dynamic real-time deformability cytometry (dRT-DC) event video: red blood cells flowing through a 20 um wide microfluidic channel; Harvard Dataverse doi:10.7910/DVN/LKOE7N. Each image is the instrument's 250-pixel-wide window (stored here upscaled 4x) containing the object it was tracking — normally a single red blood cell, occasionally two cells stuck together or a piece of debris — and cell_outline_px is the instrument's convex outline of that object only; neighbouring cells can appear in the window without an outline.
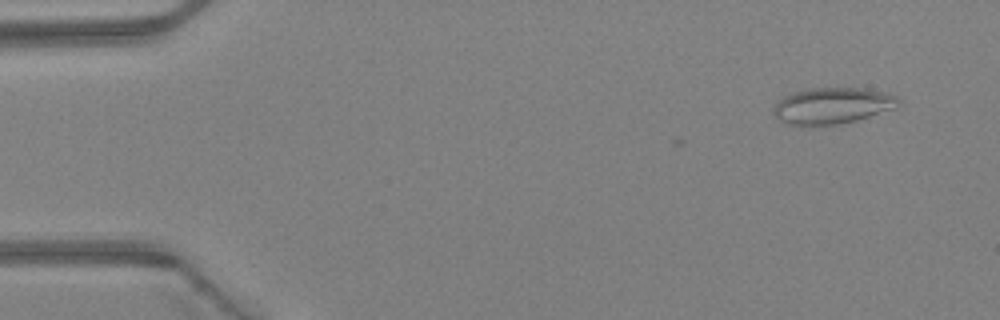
{"species": "Egyptian fruit bat (a non-hibernating species)", "species_latin": "Rousettus aegyptiacus", "temperature_condition": "warm", "stored_images_in_passage": 43, "camera_frame_rate_fps": 3000, "um_per_image_px": 0.085, "animal": {"sex": "female"}, "frame": {"image": 1, "passage_image": 1, "time_ms": 0.0, "image_size_px": [1000, 320], "cell_outline_px": [[900, 104], [896, 108], [856, 120], [836, 124], [788, 124], [780, 120], [772, 112], [772, 108], [776, 100], [792, 92], [808, 88], [864, 88], [884, 92], [896, 96], [900, 100]], "centroid_in_image_um": [70.74, 8.96], "position_along_channel_um": 14.3, "area_um2": 26.3}}
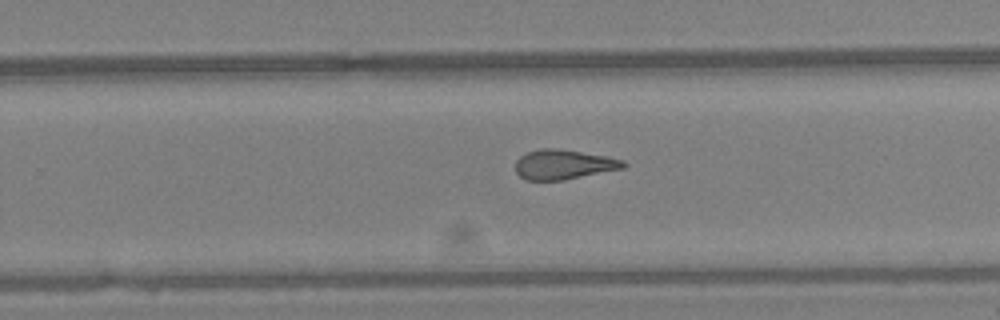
{"frame": {"image": 2, "passage_image": 27, "time_ms": 8.667, "image_size_px": [1000, 320], "cell_outline_px": [[628, 164], [624, 168], [564, 180], [528, 180], [520, 176], [516, 172], [516, 160], [520, 156], [528, 152], [544, 148], [556, 148], [604, 156], [624, 160]], "centroid_in_image_um": [47.91, 13.99], "position_along_channel_um": 281.9, "area_um2": 18.5}}
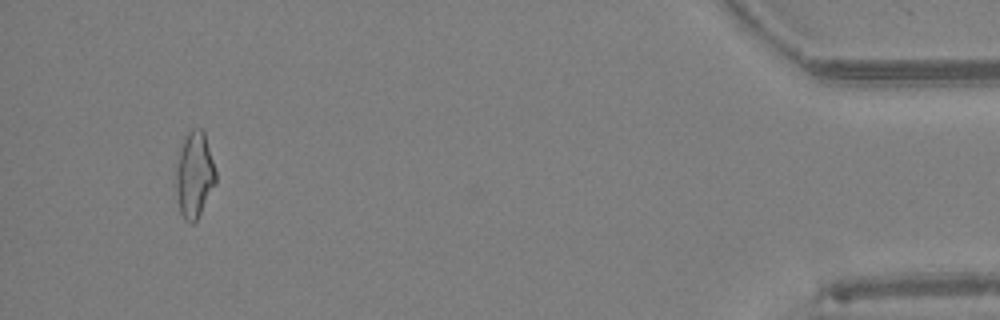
{"frame": {"image": 3, "passage_image": 41, "time_ms": 13.333, "image_size_px": [1000, 320], "cell_outline_px": [[216, 184], [196, 220], [192, 224], [188, 224], [184, 220], [180, 212], [176, 192], [176, 164], [184, 140], [188, 132], [192, 128], [200, 128], [204, 132], [216, 172]], "centroid_in_image_um": [16.52, 14.89], "position_along_channel_um": 418.7, "area_um2": 19.77}, "authors_computed_cell_mechanics": {"area_um2": 19.7676, "velocity_mm_per_s": 4.4846, "shape_relaxation_time_tau1_ms": null, "shape_relaxation_time_tau2_ms": 2.7102, "deformation_change_tau1": null, "deformation_change_tau2": 0.1383}}